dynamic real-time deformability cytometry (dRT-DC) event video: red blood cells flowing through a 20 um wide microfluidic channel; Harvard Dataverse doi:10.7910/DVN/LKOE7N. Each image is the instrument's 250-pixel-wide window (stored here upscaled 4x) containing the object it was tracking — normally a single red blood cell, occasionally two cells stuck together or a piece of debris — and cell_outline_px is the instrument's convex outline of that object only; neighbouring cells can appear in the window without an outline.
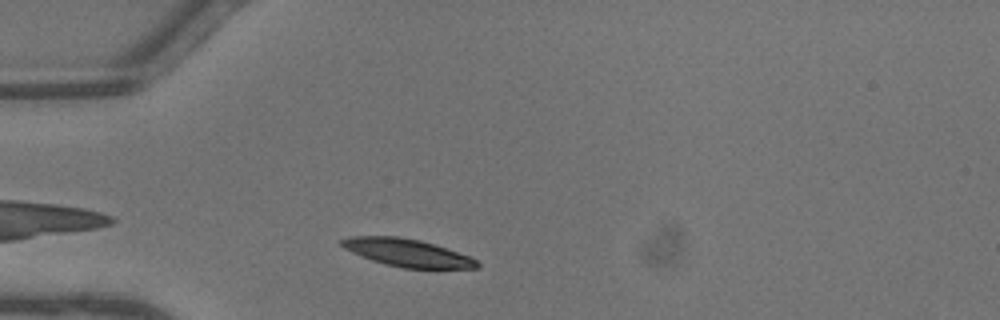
{"species": "common noctule bat (a hibernating species)", "species_latin": "Nyctalus noctula", "temperature_condition": "warm", "stored_images_in_passage": 27, "camera_frame_rate_fps": 3000, "um_per_image_px": 0.085, "animal": {"sex": "male", "body_mass_g": 13.3}, "frame": {"image": 1, "passage_image": 3, "time_ms": 0.667, "image_size_px": [1000, 320], "cell_outline_px": [[480, 268], [404, 268], [384, 264], [360, 256], [344, 248], [340, 244], [340, 240], [348, 236], [396, 236], [420, 240], [472, 256], [480, 264]], "centroid_in_image_um": [34.62, 21.48], "position_along_channel_um": 50.4, "area_um2": 21.85}}
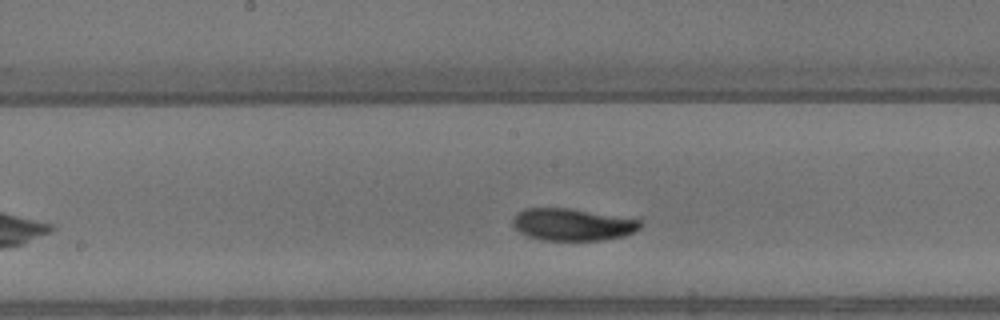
{"frame": {"image": 2, "passage_image": 14, "time_ms": 4.333, "image_size_px": [1000, 320], "cell_outline_px": [[640, 228], [624, 236], [604, 240], [540, 240], [528, 236], [520, 232], [512, 224], [512, 220], [516, 212], [524, 208], [568, 208], [640, 220]], "centroid_in_image_um": [48.6, 19.09], "position_along_channel_um": 199.6, "area_um2": 23.7}}
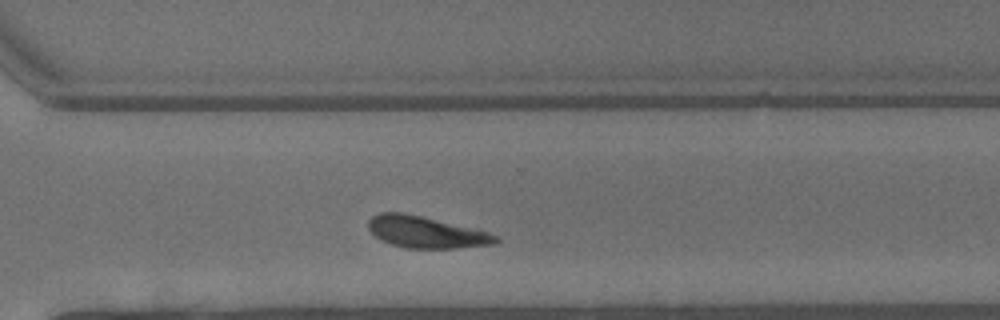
{"frame": {"image": 3, "passage_image": 23, "time_ms": 7.333, "image_size_px": [1000, 320], "cell_outline_px": [[500, 240], [496, 244], [460, 248], [408, 248], [392, 244], [380, 240], [368, 228], [368, 220], [372, 216], [380, 212], [404, 212], [488, 232], [496, 236]], "centroid_in_image_um": [36.19, 19.73], "position_along_channel_um": 334.4, "area_um2": 23.29}, "authors_computed_cell_mechanics": {"area_um2": 23.5246, "velocity_mm_per_s": 4.5146, "shape_relaxation_time_tau1_ms": 4.891, "shape_relaxation_time_tau2_ms": null, "deformation_change_tau1": 0.2117, "deformation_change_tau2": null}}